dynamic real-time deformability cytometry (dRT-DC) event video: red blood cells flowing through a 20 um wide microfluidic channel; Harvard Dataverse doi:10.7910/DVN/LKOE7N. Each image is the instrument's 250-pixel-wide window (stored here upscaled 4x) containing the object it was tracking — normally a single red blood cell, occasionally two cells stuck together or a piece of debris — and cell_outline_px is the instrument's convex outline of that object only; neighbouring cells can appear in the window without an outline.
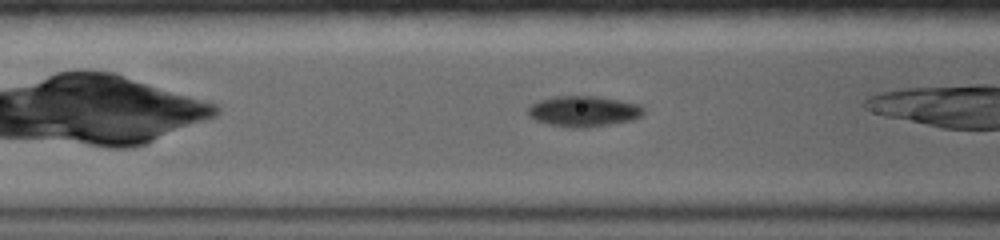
{"species": "common noctule bat (a hibernating species)", "species_latin": "Nyctalus noctula", "temperature_condition": "warm", "stored_images_in_passage": 33, "camera_frame_rate_fps": 5000, "um_per_image_px": 0.085, "animal": {"sex": "female", "body_mass_g": 19.0, "forearm_length_mm": 56.7}, "frame": {"image": 1, "passage_image": 6, "time_ms": 1.8, "image_size_px": [1000, 240], "cell_outline_px": [[644, 112], [640, 116], [632, 120], [588, 128], [572, 128], [548, 124], [536, 120], [528, 116], [528, 108], [532, 104], [540, 100], [552, 96], [596, 96], [620, 100], [640, 104], [644, 108]], "centroid_in_image_um": [49.61, 9.46], "position_along_channel_um": 117.0, "area_um2": 20.81}}
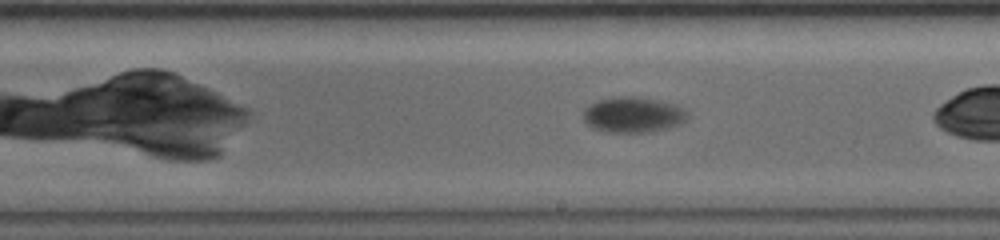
{"frame": {"image": 2, "passage_image": 15, "time_ms": 5.0, "image_size_px": [1000, 240], "cell_outline_px": [[688, 116], [680, 124], [640, 132], [612, 132], [596, 128], [588, 124], [584, 120], [584, 112], [596, 100], [612, 96], [640, 96], [676, 104], [684, 108], [688, 112]], "centroid_in_image_um": [53.83, 9.71], "position_along_channel_um": 235.2, "area_um2": 21.21}, "authors_computed_cell_mechanics": {"area_um2": 18.496, "velocity_mm_per_s": 3.7058, "shape_relaxation_time_tau1_ms": 5.3858, "shape_relaxation_time_tau2_ms": null, "deformation_change_tau1": 0.1666, "deformation_change_tau2": null}}